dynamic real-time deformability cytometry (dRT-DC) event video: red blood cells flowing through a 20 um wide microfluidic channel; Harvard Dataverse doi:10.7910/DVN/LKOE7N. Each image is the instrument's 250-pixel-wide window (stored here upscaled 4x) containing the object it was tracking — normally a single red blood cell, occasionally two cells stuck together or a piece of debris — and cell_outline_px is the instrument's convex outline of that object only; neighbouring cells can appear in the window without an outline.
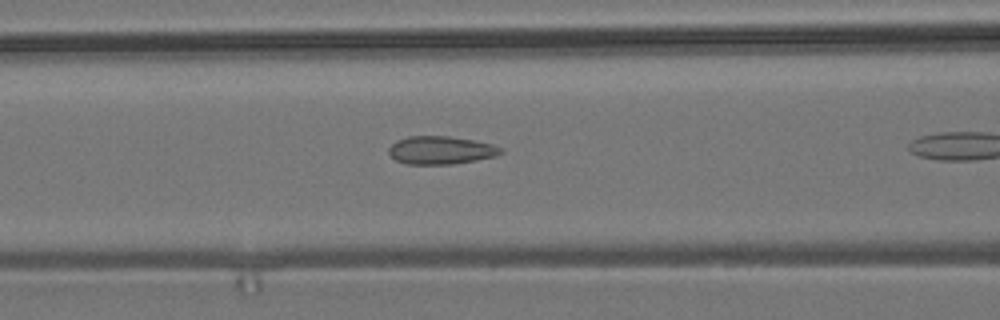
{"species": "common noctule bat (a hibernating species)", "species_latin": "Nyctalus noctula", "temperature_condition": "room temperature", "stored_images_in_passage": 10, "camera_frame_rate_fps": 3000, "um_per_image_px": 0.085, "animal": {"sex": "male", "body_mass_g": 19.2, "forearm_length_mm": 51.8}, "frame": {"image": 1, "passage_image": 9, "time_ms": 2.667, "image_size_px": [1000, 320], "cell_outline_px": [[504, 152], [496, 156], [476, 160], [452, 164], [408, 164], [396, 160], [388, 152], [388, 148], [396, 140], [408, 136], [448, 136], [472, 140], [492, 144], [504, 148]], "centroid_in_image_um": [37.48, 12.76], "position_along_channel_um": 129.1, "area_um2": 18.32}}